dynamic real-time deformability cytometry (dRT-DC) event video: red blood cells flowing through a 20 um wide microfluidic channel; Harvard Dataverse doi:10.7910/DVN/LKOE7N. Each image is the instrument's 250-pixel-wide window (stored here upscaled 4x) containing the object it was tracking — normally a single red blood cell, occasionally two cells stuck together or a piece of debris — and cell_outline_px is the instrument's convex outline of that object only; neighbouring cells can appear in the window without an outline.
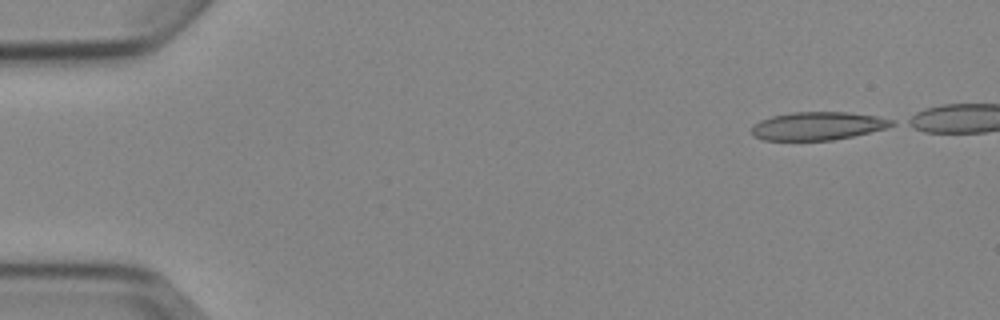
{"species": "Egyptian fruit bat (a non-hibernating species)", "species_latin": "Rousettus aegyptiacus", "temperature_condition": "cold", "stored_images_in_passage": 5, "camera_frame_rate_fps": 3000, "um_per_image_px": 0.085, "animal": {"sex": "female"}, "frame": {"image": 1, "passage_image": 1, "time_ms": 0.0, "image_size_px": [1000, 320], "cell_outline_px": [[896, 124], [888, 128], [852, 136], [832, 140], [764, 140], [756, 136], [752, 132], [752, 128], [760, 120], [772, 116], [792, 112], [848, 112], [876, 116], [896, 120]], "centroid_in_image_um": [69.58, 10.7], "position_along_channel_um": 15.4, "area_um2": 22.89}}